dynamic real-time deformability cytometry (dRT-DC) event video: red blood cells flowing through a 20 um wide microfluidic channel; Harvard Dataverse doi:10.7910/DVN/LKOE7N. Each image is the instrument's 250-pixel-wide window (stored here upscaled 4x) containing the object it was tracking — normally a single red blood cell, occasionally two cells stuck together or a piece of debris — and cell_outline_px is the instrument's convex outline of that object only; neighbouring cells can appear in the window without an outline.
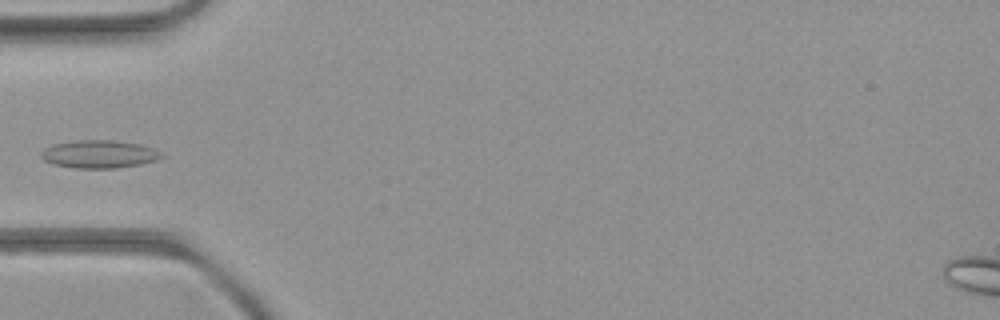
{"species": "common noctule bat (a hibernating species)", "species_latin": "Nyctalus noctula", "temperature_condition": "room temperature", "stored_images_in_passage": 5, "camera_frame_rate_fps": 3000, "um_per_image_px": 0.085, "animal": {"sex": "female", "body_mass_g": 21.9}, "frame": {"image": 1, "passage_image": 5, "time_ms": 4.667, "image_size_px": [1000, 320], "cell_outline_px": [[164, 156], [156, 160], [140, 164], [116, 168], [72, 168], [52, 164], [44, 160], [40, 156], [40, 152], [44, 148], [52, 144], [72, 140], [112, 140], [140, 144], [152, 148], [160, 152]], "centroid_in_image_um": [8.37, 13.1], "position_along_channel_um": 76.6, "area_um2": 19.71}}